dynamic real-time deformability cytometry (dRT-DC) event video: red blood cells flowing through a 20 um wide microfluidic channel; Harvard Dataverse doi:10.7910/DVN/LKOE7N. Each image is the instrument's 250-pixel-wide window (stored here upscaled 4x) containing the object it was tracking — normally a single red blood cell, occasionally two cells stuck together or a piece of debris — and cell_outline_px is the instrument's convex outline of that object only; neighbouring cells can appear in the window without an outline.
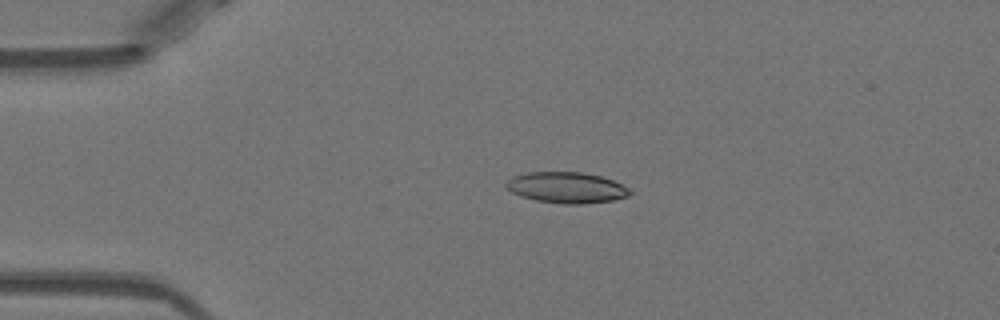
{"species": "Egyptian fruit bat (a non-hibernating species)", "species_latin": "Rousettus aegyptiacus", "temperature_condition": "warm", "stored_images_in_passage": 41, "camera_frame_rate_fps": 3000, "um_per_image_px": 0.085, "animal": {"sex": "female"}, "frame": {"image": 1, "passage_image": 1, "time_ms": 0.0, "image_size_px": [1000, 320], "cell_outline_px": [[632, 192], [628, 196], [612, 200], [580, 204], [564, 204], [536, 200], [520, 196], [512, 192], [504, 184], [512, 176], [528, 172], [584, 172], [600, 176], [612, 180], [628, 188]], "centroid_in_image_um": [48.13, 15.94], "position_along_channel_um": 36.9, "area_um2": 22.2}}
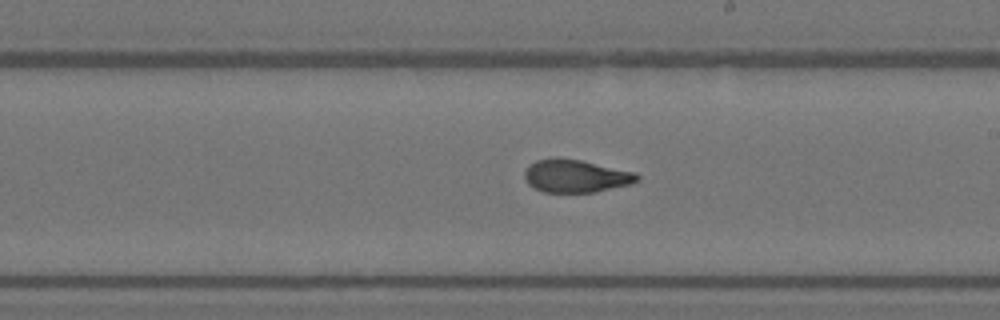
{"frame": {"image": 2, "passage_image": 19, "time_ms": 6.0, "image_size_px": [1000, 320], "cell_outline_px": [[640, 180], [632, 184], [596, 192], [544, 192], [528, 184], [524, 176], [524, 172], [528, 164], [536, 160], [552, 156], [580, 160], [636, 172], [640, 176]], "centroid_in_image_um": [48.95, 14.95], "position_along_channel_um": 240.1, "area_um2": 21.85}}
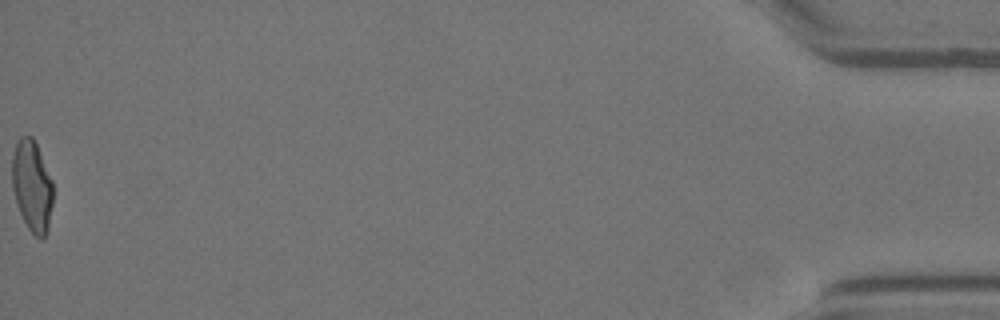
{"frame": {"image": 3, "passage_image": 41, "time_ms": 13.333, "image_size_px": [1000, 320], "cell_outline_px": [[52, 204], [48, 232], [40, 240], [28, 228], [16, 204], [12, 188], [12, 156], [16, 144], [20, 136], [32, 136], [36, 144], [52, 180]], "centroid_in_image_um": [2.71, 15.82], "position_along_channel_um": 432.5, "area_um2": 21.68}, "authors_computed_cell_mechanics": {"area_um2": 21.964, "velocity_mm_per_s": 3.9968, "shape_relaxation_time_tau1_ms": 8.7081, "shape_relaxation_time_tau2_ms": 1.3082, "deformation_change_tau1": 0.2708, "deformation_change_tau2": 0.0796}}